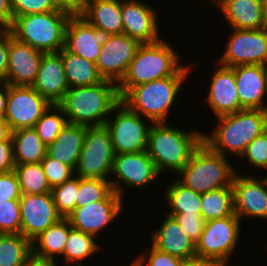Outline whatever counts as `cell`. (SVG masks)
Returning a JSON list of instances; mask_svg holds the SVG:
<instances>
[{
  "mask_svg": "<svg viewBox=\"0 0 267 266\" xmlns=\"http://www.w3.org/2000/svg\"><path fill=\"white\" fill-rule=\"evenodd\" d=\"M197 130H182L168 122L150 125L146 152L160 175L165 171L178 174L186 166L192 152L202 142L204 131Z\"/></svg>",
  "mask_w": 267,
  "mask_h": 266,
  "instance_id": "obj_1",
  "label": "cell"
},
{
  "mask_svg": "<svg viewBox=\"0 0 267 266\" xmlns=\"http://www.w3.org/2000/svg\"><path fill=\"white\" fill-rule=\"evenodd\" d=\"M120 101L117 84L104 80L93 86L69 88L57 105L68 123L92 127L104 125Z\"/></svg>",
  "mask_w": 267,
  "mask_h": 266,
  "instance_id": "obj_2",
  "label": "cell"
},
{
  "mask_svg": "<svg viewBox=\"0 0 267 266\" xmlns=\"http://www.w3.org/2000/svg\"><path fill=\"white\" fill-rule=\"evenodd\" d=\"M218 124L202 141L223 156L240 157L249 143L267 129V110L243 109L217 117Z\"/></svg>",
  "mask_w": 267,
  "mask_h": 266,
  "instance_id": "obj_3",
  "label": "cell"
},
{
  "mask_svg": "<svg viewBox=\"0 0 267 266\" xmlns=\"http://www.w3.org/2000/svg\"><path fill=\"white\" fill-rule=\"evenodd\" d=\"M184 65L174 76L152 80L131 88L120 100L130 110L152 123L167 122L182 85L191 74Z\"/></svg>",
  "mask_w": 267,
  "mask_h": 266,
  "instance_id": "obj_4",
  "label": "cell"
},
{
  "mask_svg": "<svg viewBox=\"0 0 267 266\" xmlns=\"http://www.w3.org/2000/svg\"><path fill=\"white\" fill-rule=\"evenodd\" d=\"M179 53L165 39L141 44L118 86L120 99L133 87L174 76L183 66Z\"/></svg>",
  "mask_w": 267,
  "mask_h": 266,
  "instance_id": "obj_5",
  "label": "cell"
},
{
  "mask_svg": "<svg viewBox=\"0 0 267 266\" xmlns=\"http://www.w3.org/2000/svg\"><path fill=\"white\" fill-rule=\"evenodd\" d=\"M227 158L202 141L192 152L186 166L177 174V180L200 194L232 187L236 168Z\"/></svg>",
  "mask_w": 267,
  "mask_h": 266,
  "instance_id": "obj_6",
  "label": "cell"
},
{
  "mask_svg": "<svg viewBox=\"0 0 267 266\" xmlns=\"http://www.w3.org/2000/svg\"><path fill=\"white\" fill-rule=\"evenodd\" d=\"M70 16L61 9L17 16L13 22V37L44 53L59 52L64 47L65 29Z\"/></svg>",
  "mask_w": 267,
  "mask_h": 266,
  "instance_id": "obj_7",
  "label": "cell"
},
{
  "mask_svg": "<svg viewBox=\"0 0 267 266\" xmlns=\"http://www.w3.org/2000/svg\"><path fill=\"white\" fill-rule=\"evenodd\" d=\"M115 153L105 125L86 127L75 175L84 179L110 180Z\"/></svg>",
  "mask_w": 267,
  "mask_h": 266,
  "instance_id": "obj_8",
  "label": "cell"
},
{
  "mask_svg": "<svg viewBox=\"0 0 267 266\" xmlns=\"http://www.w3.org/2000/svg\"><path fill=\"white\" fill-rule=\"evenodd\" d=\"M110 117L113 119L108 118L104 125L109 131L115 154L146 151L152 122H146L121 101L112 109Z\"/></svg>",
  "mask_w": 267,
  "mask_h": 266,
  "instance_id": "obj_9",
  "label": "cell"
},
{
  "mask_svg": "<svg viewBox=\"0 0 267 266\" xmlns=\"http://www.w3.org/2000/svg\"><path fill=\"white\" fill-rule=\"evenodd\" d=\"M241 223L237 216L206 221L196 242V256L215 259L228 266L231 254L241 239Z\"/></svg>",
  "mask_w": 267,
  "mask_h": 266,
  "instance_id": "obj_10",
  "label": "cell"
},
{
  "mask_svg": "<svg viewBox=\"0 0 267 266\" xmlns=\"http://www.w3.org/2000/svg\"><path fill=\"white\" fill-rule=\"evenodd\" d=\"M111 176L109 181L112 190L124 199V185L125 189L147 188L148 185L154 184L155 180L159 179L160 174L154 161L146 151H143L115 154Z\"/></svg>",
  "mask_w": 267,
  "mask_h": 266,
  "instance_id": "obj_11",
  "label": "cell"
},
{
  "mask_svg": "<svg viewBox=\"0 0 267 266\" xmlns=\"http://www.w3.org/2000/svg\"><path fill=\"white\" fill-rule=\"evenodd\" d=\"M226 49L216 60L228 67L263 65L267 61L266 29H231Z\"/></svg>",
  "mask_w": 267,
  "mask_h": 266,
  "instance_id": "obj_12",
  "label": "cell"
},
{
  "mask_svg": "<svg viewBox=\"0 0 267 266\" xmlns=\"http://www.w3.org/2000/svg\"><path fill=\"white\" fill-rule=\"evenodd\" d=\"M141 43L127 34L105 35L96 67L104 80L117 85L124 78Z\"/></svg>",
  "mask_w": 267,
  "mask_h": 266,
  "instance_id": "obj_13",
  "label": "cell"
},
{
  "mask_svg": "<svg viewBox=\"0 0 267 266\" xmlns=\"http://www.w3.org/2000/svg\"><path fill=\"white\" fill-rule=\"evenodd\" d=\"M50 105L32 86L8 85L5 120L12 131L33 128Z\"/></svg>",
  "mask_w": 267,
  "mask_h": 266,
  "instance_id": "obj_14",
  "label": "cell"
},
{
  "mask_svg": "<svg viewBox=\"0 0 267 266\" xmlns=\"http://www.w3.org/2000/svg\"><path fill=\"white\" fill-rule=\"evenodd\" d=\"M123 200L112 190L103 200L75 208L67 219L71 227L96 238L121 215L125 202Z\"/></svg>",
  "mask_w": 267,
  "mask_h": 266,
  "instance_id": "obj_15",
  "label": "cell"
},
{
  "mask_svg": "<svg viewBox=\"0 0 267 266\" xmlns=\"http://www.w3.org/2000/svg\"><path fill=\"white\" fill-rule=\"evenodd\" d=\"M257 177L237 171L233 176L234 212L241 221L244 217L267 219V177Z\"/></svg>",
  "mask_w": 267,
  "mask_h": 266,
  "instance_id": "obj_16",
  "label": "cell"
},
{
  "mask_svg": "<svg viewBox=\"0 0 267 266\" xmlns=\"http://www.w3.org/2000/svg\"><path fill=\"white\" fill-rule=\"evenodd\" d=\"M20 233L31 243L62 216L57 212L51 193L25 194L19 199Z\"/></svg>",
  "mask_w": 267,
  "mask_h": 266,
  "instance_id": "obj_17",
  "label": "cell"
},
{
  "mask_svg": "<svg viewBox=\"0 0 267 266\" xmlns=\"http://www.w3.org/2000/svg\"><path fill=\"white\" fill-rule=\"evenodd\" d=\"M123 33L141 44L159 41V13L143 0L121 1Z\"/></svg>",
  "mask_w": 267,
  "mask_h": 266,
  "instance_id": "obj_18",
  "label": "cell"
},
{
  "mask_svg": "<svg viewBox=\"0 0 267 266\" xmlns=\"http://www.w3.org/2000/svg\"><path fill=\"white\" fill-rule=\"evenodd\" d=\"M43 54L44 52L12 37L9 40L8 72L3 82L14 86H32Z\"/></svg>",
  "mask_w": 267,
  "mask_h": 266,
  "instance_id": "obj_19",
  "label": "cell"
},
{
  "mask_svg": "<svg viewBox=\"0 0 267 266\" xmlns=\"http://www.w3.org/2000/svg\"><path fill=\"white\" fill-rule=\"evenodd\" d=\"M104 35L80 14L71 15L65 29L64 48L96 63Z\"/></svg>",
  "mask_w": 267,
  "mask_h": 266,
  "instance_id": "obj_20",
  "label": "cell"
},
{
  "mask_svg": "<svg viewBox=\"0 0 267 266\" xmlns=\"http://www.w3.org/2000/svg\"><path fill=\"white\" fill-rule=\"evenodd\" d=\"M233 69L240 110H267V78L263 65H239Z\"/></svg>",
  "mask_w": 267,
  "mask_h": 266,
  "instance_id": "obj_21",
  "label": "cell"
},
{
  "mask_svg": "<svg viewBox=\"0 0 267 266\" xmlns=\"http://www.w3.org/2000/svg\"><path fill=\"white\" fill-rule=\"evenodd\" d=\"M217 68L212 73L205 100L211 111L219 117L240 111V101L233 67L219 64Z\"/></svg>",
  "mask_w": 267,
  "mask_h": 266,
  "instance_id": "obj_22",
  "label": "cell"
},
{
  "mask_svg": "<svg viewBox=\"0 0 267 266\" xmlns=\"http://www.w3.org/2000/svg\"><path fill=\"white\" fill-rule=\"evenodd\" d=\"M32 87L50 104L57 105L69 90L64 64L59 52L44 53Z\"/></svg>",
  "mask_w": 267,
  "mask_h": 266,
  "instance_id": "obj_23",
  "label": "cell"
},
{
  "mask_svg": "<svg viewBox=\"0 0 267 266\" xmlns=\"http://www.w3.org/2000/svg\"><path fill=\"white\" fill-rule=\"evenodd\" d=\"M151 235V245L157 250L183 260L196 256V243L187 236L177 220L169 215Z\"/></svg>",
  "mask_w": 267,
  "mask_h": 266,
  "instance_id": "obj_24",
  "label": "cell"
},
{
  "mask_svg": "<svg viewBox=\"0 0 267 266\" xmlns=\"http://www.w3.org/2000/svg\"><path fill=\"white\" fill-rule=\"evenodd\" d=\"M80 15L104 36L123 33L121 0H85Z\"/></svg>",
  "mask_w": 267,
  "mask_h": 266,
  "instance_id": "obj_25",
  "label": "cell"
},
{
  "mask_svg": "<svg viewBox=\"0 0 267 266\" xmlns=\"http://www.w3.org/2000/svg\"><path fill=\"white\" fill-rule=\"evenodd\" d=\"M232 29H262L261 0H220L215 3Z\"/></svg>",
  "mask_w": 267,
  "mask_h": 266,
  "instance_id": "obj_26",
  "label": "cell"
},
{
  "mask_svg": "<svg viewBox=\"0 0 267 266\" xmlns=\"http://www.w3.org/2000/svg\"><path fill=\"white\" fill-rule=\"evenodd\" d=\"M85 135L86 126L67 123L57 138L47 146V154L75 170Z\"/></svg>",
  "mask_w": 267,
  "mask_h": 266,
  "instance_id": "obj_27",
  "label": "cell"
},
{
  "mask_svg": "<svg viewBox=\"0 0 267 266\" xmlns=\"http://www.w3.org/2000/svg\"><path fill=\"white\" fill-rule=\"evenodd\" d=\"M11 140L15 165L40 163L47 155V145L34 128L12 131Z\"/></svg>",
  "mask_w": 267,
  "mask_h": 266,
  "instance_id": "obj_28",
  "label": "cell"
},
{
  "mask_svg": "<svg viewBox=\"0 0 267 266\" xmlns=\"http://www.w3.org/2000/svg\"><path fill=\"white\" fill-rule=\"evenodd\" d=\"M69 88L93 86L104 79L99 74L96 63L67 51L64 47L59 51Z\"/></svg>",
  "mask_w": 267,
  "mask_h": 266,
  "instance_id": "obj_29",
  "label": "cell"
},
{
  "mask_svg": "<svg viewBox=\"0 0 267 266\" xmlns=\"http://www.w3.org/2000/svg\"><path fill=\"white\" fill-rule=\"evenodd\" d=\"M71 228L69 220L61 218L32 242V253L40 258L58 259L56 255L60 258Z\"/></svg>",
  "mask_w": 267,
  "mask_h": 266,
  "instance_id": "obj_30",
  "label": "cell"
},
{
  "mask_svg": "<svg viewBox=\"0 0 267 266\" xmlns=\"http://www.w3.org/2000/svg\"><path fill=\"white\" fill-rule=\"evenodd\" d=\"M96 241L94 236L72 227L62 255L65 262L63 265L84 266L85 259H90L91 255L99 252L101 244H97L98 241Z\"/></svg>",
  "mask_w": 267,
  "mask_h": 266,
  "instance_id": "obj_31",
  "label": "cell"
},
{
  "mask_svg": "<svg viewBox=\"0 0 267 266\" xmlns=\"http://www.w3.org/2000/svg\"><path fill=\"white\" fill-rule=\"evenodd\" d=\"M165 190V199L170 208L168 214H201V194L173 179Z\"/></svg>",
  "mask_w": 267,
  "mask_h": 266,
  "instance_id": "obj_32",
  "label": "cell"
},
{
  "mask_svg": "<svg viewBox=\"0 0 267 266\" xmlns=\"http://www.w3.org/2000/svg\"><path fill=\"white\" fill-rule=\"evenodd\" d=\"M32 243L21 233H0V266H26Z\"/></svg>",
  "mask_w": 267,
  "mask_h": 266,
  "instance_id": "obj_33",
  "label": "cell"
},
{
  "mask_svg": "<svg viewBox=\"0 0 267 266\" xmlns=\"http://www.w3.org/2000/svg\"><path fill=\"white\" fill-rule=\"evenodd\" d=\"M201 215L205 221L236 216L234 212V192L225 187L201 194Z\"/></svg>",
  "mask_w": 267,
  "mask_h": 266,
  "instance_id": "obj_34",
  "label": "cell"
},
{
  "mask_svg": "<svg viewBox=\"0 0 267 266\" xmlns=\"http://www.w3.org/2000/svg\"><path fill=\"white\" fill-rule=\"evenodd\" d=\"M22 195L51 193V186L40 163L15 165Z\"/></svg>",
  "mask_w": 267,
  "mask_h": 266,
  "instance_id": "obj_35",
  "label": "cell"
},
{
  "mask_svg": "<svg viewBox=\"0 0 267 266\" xmlns=\"http://www.w3.org/2000/svg\"><path fill=\"white\" fill-rule=\"evenodd\" d=\"M68 123L66 115L58 105L51 104L34 125L38 136L48 146Z\"/></svg>",
  "mask_w": 267,
  "mask_h": 266,
  "instance_id": "obj_36",
  "label": "cell"
},
{
  "mask_svg": "<svg viewBox=\"0 0 267 266\" xmlns=\"http://www.w3.org/2000/svg\"><path fill=\"white\" fill-rule=\"evenodd\" d=\"M78 192L79 177L76 175L63 184L51 189L56 210L62 218H67L75 210Z\"/></svg>",
  "mask_w": 267,
  "mask_h": 266,
  "instance_id": "obj_37",
  "label": "cell"
},
{
  "mask_svg": "<svg viewBox=\"0 0 267 266\" xmlns=\"http://www.w3.org/2000/svg\"><path fill=\"white\" fill-rule=\"evenodd\" d=\"M112 187L109 180L84 179L79 177V192L76 198V208L103 200Z\"/></svg>",
  "mask_w": 267,
  "mask_h": 266,
  "instance_id": "obj_38",
  "label": "cell"
},
{
  "mask_svg": "<svg viewBox=\"0 0 267 266\" xmlns=\"http://www.w3.org/2000/svg\"><path fill=\"white\" fill-rule=\"evenodd\" d=\"M41 164L51 189L75 176V170L71 166L59 162L48 154L43 158Z\"/></svg>",
  "mask_w": 267,
  "mask_h": 266,
  "instance_id": "obj_39",
  "label": "cell"
},
{
  "mask_svg": "<svg viewBox=\"0 0 267 266\" xmlns=\"http://www.w3.org/2000/svg\"><path fill=\"white\" fill-rule=\"evenodd\" d=\"M241 157L256 169L267 171V129L249 143Z\"/></svg>",
  "mask_w": 267,
  "mask_h": 266,
  "instance_id": "obj_40",
  "label": "cell"
},
{
  "mask_svg": "<svg viewBox=\"0 0 267 266\" xmlns=\"http://www.w3.org/2000/svg\"><path fill=\"white\" fill-rule=\"evenodd\" d=\"M21 212L19 200L0 203V233H20Z\"/></svg>",
  "mask_w": 267,
  "mask_h": 266,
  "instance_id": "obj_41",
  "label": "cell"
},
{
  "mask_svg": "<svg viewBox=\"0 0 267 266\" xmlns=\"http://www.w3.org/2000/svg\"><path fill=\"white\" fill-rule=\"evenodd\" d=\"M149 249L146 253L143 250L144 254H139L128 266H181L183 262V259L161 252L153 246Z\"/></svg>",
  "mask_w": 267,
  "mask_h": 266,
  "instance_id": "obj_42",
  "label": "cell"
},
{
  "mask_svg": "<svg viewBox=\"0 0 267 266\" xmlns=\"http://www.w3.org/2000/svg\"><path fill=\"white\" fill-rule=\"evenodd\" d=\"M14 19L34 13H46L58 10L52 0H11Z\"/></svg>",
  "mask_w": 267,
  "mask_h": 266,
  "instance_id": "obj_43",
  "label": "cell"
},
{
  "mask_svg": "<svg viewBox=\"0 0 267 266\" xmlns=\"http://www.w3.org/2000/svg\"><path fill=\"white\" fill-rule=\"evenodd\" d=\"M174 217L184 232L195 243L199 240L205 225V220L201 214H167Z\"/></svg>",
  "mask_w": 267,
  "mask_h": 266,
  "instance_id": "obj_44",
  "label": "cell"
},
{
  "mask_svg": "<svg viewBox=\"0 0 267 266\" xmlns=\"http://www.w3.org/2000/svg\"><path fill=\"white\" fill-rule=\"evenodd\" d=\"M22 196L19 180L15 171L0 174V203L19 200Z\"/></svg>",
  "mask_w": 267,
  "mask_h": 266,
  "instance_id": "obj_45",
  "label": "cell"
},
{
  "mask_svg": "<svg viewBox=\"0 0 267 266\" xmlns=\"http://www.w3.org/2000/svg\"><path fill=\"white\" fill-rule=\"evenodd\" d=\"M14 169L12 140L0 142V174L14 171Z\"/></svg>",
  "mask_w": 267,
  "mask_h": 266,
  "instance_id": "obj_46",
  "label": "cell"
},
{
  "mask_svg": "<svg viewBox=\"0 0 267 266\" xmlns=\"http://www.w3.org/2000/svg\"><path fill=\"white\" fill-rule=\"evenodd\" d=\"M58 9L64 10L71 15L81 14L85 0H52Z\"/></svg>",
  "mask_w": 267,
  "mask_h": 266,
  "instance_id": "obj_47",
  "label": "cell"
},
{
  "mask_svg": "<svg viewBox=\"0 0 267 266\" xmlns=\"http://www.w3.org/2000/svg\"><path fill=\"white\" fill-rule=\"evenodd\" d=\"M181 266H224V265L220 261L215 259L195 256L183 260Z\"/></svg>",
  "mask_w": 267,
  "mask_h": 266,
  "instance_id": "obj_48",
  "label": "cell"
},
{
  "mask_svg": "<svg viewBox=\"0 0 267 266\" xmlns=\"http://www.w3.org/2000/svg\"><path fill=\"white\" fill-rule=\"evenodd\" d=\"M9 44L0 45V82L6 79L8 72Z\"/></svg>",
  "mask_w": 267,
  "mask_h": 266,
  "instance_id": "obj_49",
  "label": "cell"
},
{
  "mask_svg": "<svg viewBox=\"0 0 267 266\" xmlns=\"http://www.w3.org/2000/svg\"><path fill=\"white\" fill-rule=\"evenodd\" d=\"M13 37V23L0 19V45L9 44V40Z\"/></svg>",
  "mask_w": 267,
  "mask_h": 266,
  "instance_id": "obj_50",
  "label": "cell"
},
{
  "mask_svg": "<svg viewBox=\"0 0 267 266\" xmlns=\"http://www.w3.org/2000/svg\"><path fill=\"white\" fill-rule=\"evenodd\" d=\"M58 259L40 258L33 253L29 256L26 266H58Z\"/></svg>",
  "mask_w": 267,
  "mask_h": 266,
  "instance_id": "obj_51",
  "label": "cell"
},
{
  "mask_svg": "<svg viewBox=\"0 0 267 266\" xmlns=\"http://www.w3.org/2000/svg\"><path fill=\"white\" fill-rule=\"evenodd\" d=\"M0 19L14 22L11 0H0Z\"/></svg>",
  "mask_w": 267,
  "mask_h": 266,
  "instance_id": "obj_52",
  "label": "cell"
},
{
  "mask_svg": "<svg viewBox=\"0 0 267 266\" xmlns=\"http://www.w3.org/2000/svg\"><path fill=\"white\" fill-rule=\"evenodd\" d=\"M8 97V84L0 82V118H5Z\"/></svg>",
  "mask_w": 267,
  "mask_h": 266,
  "instance_id": "obj_53",
  "label": "cell"
},
{
  "mask_svg": "<svg viewBox=\"0 0 267 266\" xmlns=\"http://www.w3.org/2000/svg\"><path fill=\"white\" fill-rule=\"evenodd\" d=\"M12 130L5 120V118H0V142L11 140Z\"/></svg>",
  "mask_w": 267,
  "mask_h": 266,
  "instance_id": "obj_54",
  "label": "cell"
},
{
  "mask_svg": "<svg viewBox=\"0 0 267 266\" xmlns=\"http://www.w3.org/2000/svg\"><path fill=\"white\" fill-rule=\"evenodd\" d=\"M263 14V29L267 30V0H261Z\"/></svg>",
  "mask_w": 267,
  "mask_h": 266,
  "instance_id": "obj_55",
  "label": "cell"
},
{
  "mask_svg": "<svg viewBox=\"0 0 267 266\" xmlns=\"http://www.w3.org/2000/svg\"><path fill=\"white\" fill-rule=\"evenodd\" d=\"M263 68H264L265 75H266V78H267V61L263 64Z\"/></svg>",
  "mask_w": 267,
  "mask_h": 266,
  "instance_id": "obj_56",
  "label": "cell"
},
{
  "mask_svg": "<svg viewBox=\"0 0 267 266\" xmlns=\"http://www.w3.org/2000/svg\"><path fill=\"white\" fill-rule=\"evenodd\" d=\"M209 1H210V0H209ZM211 1H213L214 3H215V2L217 3V2H219L220 0H211Z\"/></svg>",
  "mask_w": 267,
  "mask_h": 266,
  "instance_id": "obj_57",
  "label": "cell"
}]
</instances>
